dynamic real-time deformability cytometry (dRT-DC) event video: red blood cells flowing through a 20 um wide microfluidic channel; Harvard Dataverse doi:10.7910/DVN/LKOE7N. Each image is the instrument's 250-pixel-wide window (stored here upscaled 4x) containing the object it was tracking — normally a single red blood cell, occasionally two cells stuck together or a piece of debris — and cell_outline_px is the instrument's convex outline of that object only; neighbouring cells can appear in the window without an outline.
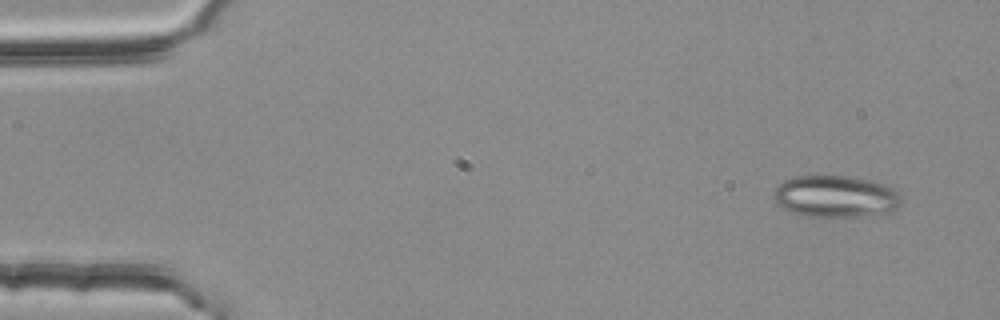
{"species": "common noctule bat (a hibernating species)", "species_latin": "Nyctalus noctula", "temperature_condition": "room temperature", "stored_images_in_passage": 4, "segment_of_instrument_passage": [2, 2], "camera_frame_rate_fps": 3000, "um_per_image_px": 0.085, "animal": {"sex": "female", "body_mass_g": 25.1}, "frame": {"image": 1, "passage_image": 4, "time_ms": 1.0, "image_size_px": [1000, 320], "cell_outline_px": [[900, 200], [896, 208], [888, 212], [860, 216], [800, 216], [776, 204], [772, 196], [776, 188], [784, 180], [796, 176], [848, 176], [872, 180], [888, 184], [896, 192]], "centroid_in_image_um": [70.98, 16.68], "position_along_channel_um": 14.0, "area_um2": 30.98}}